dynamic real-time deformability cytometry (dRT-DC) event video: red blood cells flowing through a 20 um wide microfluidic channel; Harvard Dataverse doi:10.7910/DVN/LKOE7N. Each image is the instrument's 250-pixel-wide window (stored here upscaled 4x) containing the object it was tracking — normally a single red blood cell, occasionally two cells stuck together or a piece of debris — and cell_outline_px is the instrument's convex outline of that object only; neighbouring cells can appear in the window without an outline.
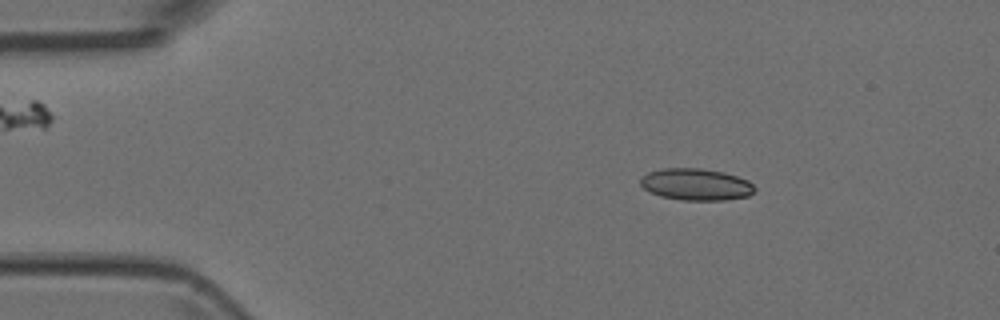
{"species": "Egyptian fruit bat (a non-hibernating species)", "species_latin": "Rousettus aegyptiacus", "temperature_condition": "room temperature", "stored_images_in_passage": 4, "camera_frame_rate_fps": 3000, "um_per_image_px": 0.085, "animal": {"sex": "female"}, "frame": {"image": 1, "passage_image": 2, "time_ms": 0.333, "image_size_px": [1000, 320], "cell_outline_px": [[756, 192], [748, 196], [724, 200], [680, 200], [660, 196], [648, 192], [640, 184], [640, 176], [648, 172], [664, 168], [700, 168], [724, 172], [748, 180], [756, 188]], "centroid_in_image_um": [59.15, 15.68], "position_along_channel_um": 25.9, "area_um2": 21.39}}
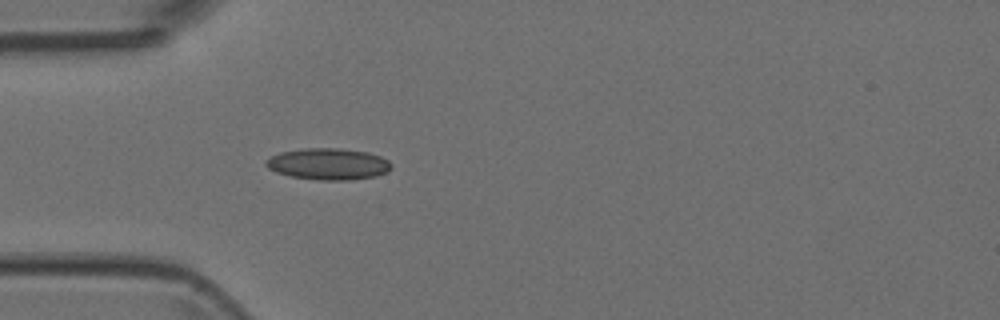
{"frame": {"image": 2, "passage_image": 4, "time_ms": 1.0, "image_size_px": [1000, 320], "cell_outline_px": [[392, 168], [388, 172], [376, 176], [348, 180], [320, 180], [292, 176], [276, 172], [268, 168], [264, 164], [264, 160], [280, 152], [304, 148], [340, 148], [368, 152], [380, 156], [388, 160], [392, 164]], "centroid_in_image_um": [27.92, 13.93], "position_along_channel_um": 57.1, "area_um2": 23.12}}